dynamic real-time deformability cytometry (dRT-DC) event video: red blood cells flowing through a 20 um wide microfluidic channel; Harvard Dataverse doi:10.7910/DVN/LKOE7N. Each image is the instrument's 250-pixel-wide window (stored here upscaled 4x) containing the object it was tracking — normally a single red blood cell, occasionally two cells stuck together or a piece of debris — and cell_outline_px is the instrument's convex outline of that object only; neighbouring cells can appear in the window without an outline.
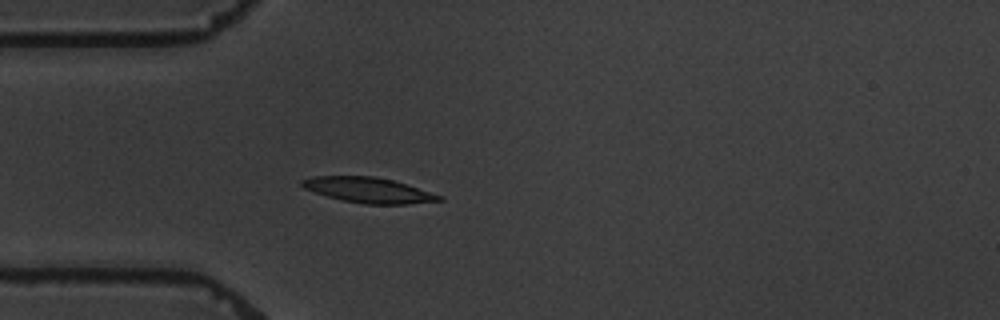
{"species": "common noctule bat (a hibernating species)", "species_latin": "Nyctalus noctula", "temperature_condition": "warm", "stored_images_in_passage": 4, "camera_frame_rate_fps": 3000, "um_per_image_px": 0.085, "animal": {"sex": "male", "body_mass_g": 19.5, "forearm_length_mm": 54.6}, "frame": {"image": 1, "passage_image": 4, "time_ms": 3.333, "image_size_px": [1000, 320], "cell_outline_px": [[444, 200], [408, 204], [364, 204], [340, 200], [304, 188], [300, 184], [300, 180], [312, 176], [376, 176], [392, 180], [444, 196]], "centroid_in_image_um": [31.32, 16.16], "position_along_channel_um": 53.7, "area_um2": 20.23}}